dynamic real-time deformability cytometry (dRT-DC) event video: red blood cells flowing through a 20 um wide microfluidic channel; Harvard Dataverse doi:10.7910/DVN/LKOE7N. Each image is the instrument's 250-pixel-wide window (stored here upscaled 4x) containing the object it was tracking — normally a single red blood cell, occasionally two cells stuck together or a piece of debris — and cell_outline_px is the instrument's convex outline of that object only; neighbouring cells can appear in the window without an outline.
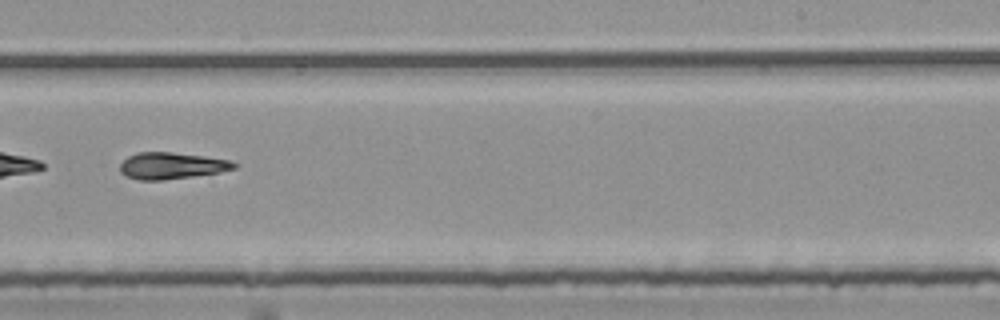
{"species": "common noctule bat (a hibernating species)", "species_latin": "Nyctalus noctula", "temperature_condition": "room temperature", "stored_images_in_passage": 45, "segment_of_instrument_passage": [2, 2], "camera_frame_rate_fps": 3000, "um_per_image_px": 0.085, "animal": {"sex": "female", "body_mass_g": 25.1}, "frame": {"image": 1, "passage_image": 26, "time_ms": 8.333, "image_size_px": [1000, 320], "cell_outline_px": [[240, 164], [236, 168], [220, 172], [164, 180], [140, 180], [124, 176], [120, 172], [120, 164], [128, 156], [136, 152], [172, 152], [204, 156], [228, 160]], "centroid_in_image_um": [14.57, 14.08], "position_along_channel_um": 274.4, "area_um2": 17.74}}